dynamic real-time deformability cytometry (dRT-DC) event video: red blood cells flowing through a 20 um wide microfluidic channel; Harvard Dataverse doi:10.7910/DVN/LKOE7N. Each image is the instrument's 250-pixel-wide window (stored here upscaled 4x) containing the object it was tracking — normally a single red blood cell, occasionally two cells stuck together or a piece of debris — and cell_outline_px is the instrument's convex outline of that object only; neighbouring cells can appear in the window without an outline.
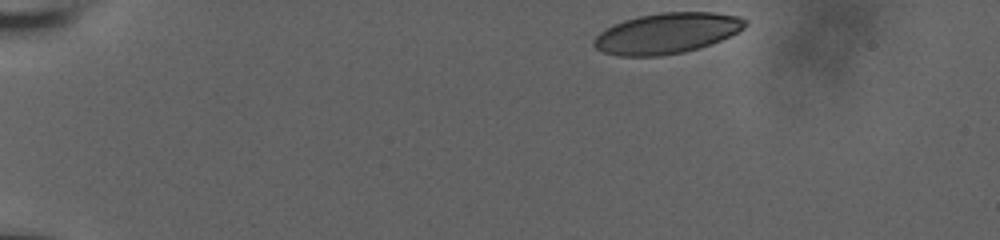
{"species": "human", "species_latin": "Homo sapiens", "temperature_condition": "room temperature", "stored_images_in_passage": 40, "camera_frame_rate_fps": 3000, "um_per_image_px": 0.085, "donor": {"sex": "male"}, "frame": {"image": 1, "passage_image": 1, "time_ms": 0.0, "image_size_px": [1000, 240], "cell_outline_px": [[748, 20], [744, 28], [720, 40], [684, 52], [660, 56], [620, 56], [604, 52], [596, 48], [592, 44], [592, 40], [600, 32], [612, 24], [624, 20], [640, 16], [660, 12], [712, 12], [740, 16]], "centroid_in_image_um": [56.65, 2.82], "position_along_channel_um": 28.3, "area_um2": 35.66}}
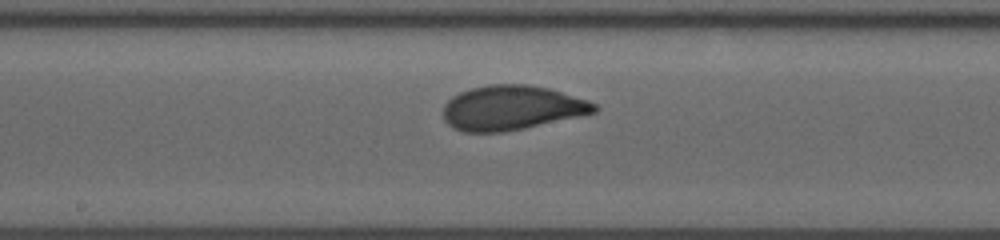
{"frame": {"image": 2, "passage_image": 23, "time_ms": 7.333, "image_size_px": [1000, 240], "cell_outline_px": [[600, 108], [596, 112], [580, 116], [524, 128], [504, 132], [464, 132], [452, 128], [444, 120], [444, 104], [452, 96], [460, 92], [472, 88], [488, 84], [528, 84], [548, 88], [588, 100], [596, 104]], "centroid_in_image_um": [43.49, 9.16], "position_along_channel_um": 204.7, "area_um2": 39.3}}
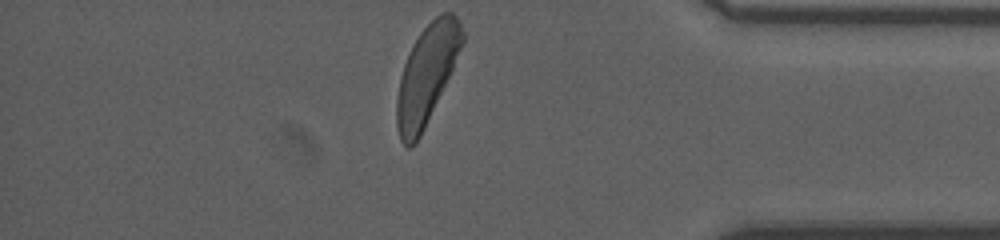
{"frame": {"image": 3, "passage_image": 40, "time_ms": 13.0, "image_size_px": [1000, 240], "cell_outline_px": [[464, 40], [452, 68], [424, 128], [416, 144], [408, 148], [400, 140], [396, 124], [396, 100], [400, 76], [404, 64], [420, 32], [440, 12], [452, 12], [460, 20], [464, 32]], "centroid_in_image_um": [36.26, 6.33], "position_along_channel_um": 398.9, "area_um2": 36.93}, "authors_computed_cell_mechanics": {"area_um2": 38.0035, "velocity_mm_per_s": 3.8184, "shape_relaxation_time_tau1_ms": 3.4347, "shape_relaxation_time_tau2_ms": null, "deformation_change_tau1": 0.1358, "deformation_change_tau2": null}}